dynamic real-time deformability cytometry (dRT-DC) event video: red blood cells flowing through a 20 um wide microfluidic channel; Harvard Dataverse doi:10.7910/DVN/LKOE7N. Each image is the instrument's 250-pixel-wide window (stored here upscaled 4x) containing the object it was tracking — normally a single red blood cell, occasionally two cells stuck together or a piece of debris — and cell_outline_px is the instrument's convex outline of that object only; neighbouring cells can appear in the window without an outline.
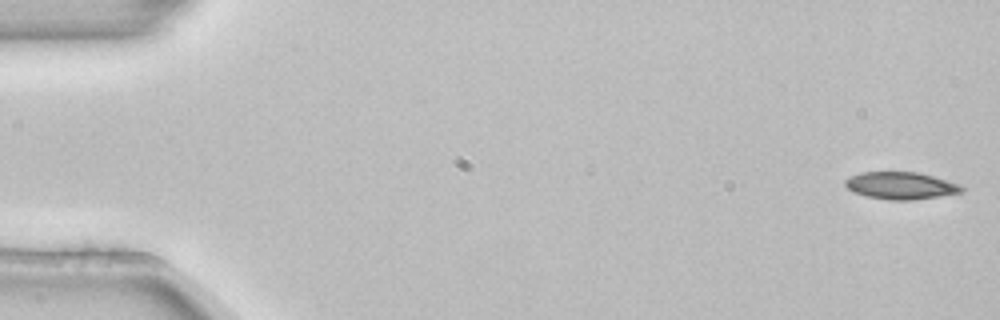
{"species": "common noctule bat (a hibernating species)", "species_latin": "Nyctalus noctula", "temperature_condition": "room temperature", "stored_images_in_passage": 4, "camera_frame_rate_fps": 3000, "um_per_image_px": 0.085, "animal": {"sex": "female", "body_mass_g": 22.7, "forearm_length_mm": 54.2}, "frame": {"image": 1, "passage_image": 1, "time_ms": 0.0, "image_size_px": [1000, 320], "cell_outline_px": [[964, 192], [912, 200], [888, 200], [868, 196], [852, 192], [844, 184], [844, 180], [848, 176], [860, 172], [920, 172], [960, 184], [964, 188]], "centroid_in_image_um": [76.55, 15.77], "position_along_channel_um": 8.5, "area_um2": 18.61}}
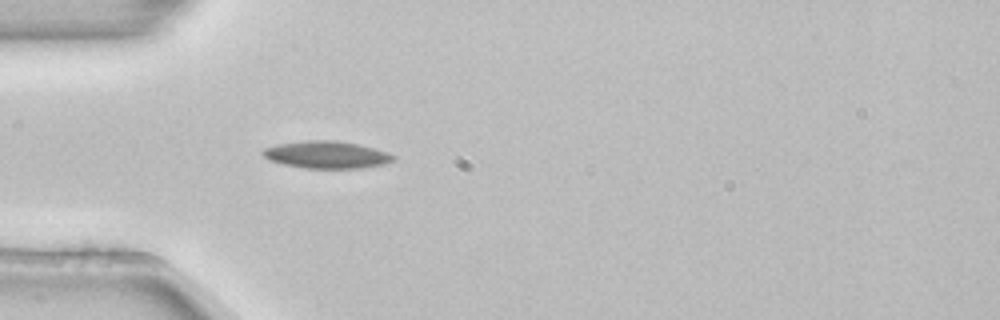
{"frame": {"image": 2, "passage_image": 4, "time_ms": 1.0, "image_size_px": [1000, 320], "cell_outline_px": [[396, 160], [384, 164], [360, 168], [304, 168], [284, 164], [268, 160], [260, 152], [264, 148], [276, 144], [304, 140], [336, 140], [356, 144], [388, 152], [396, 156]], "centroid_in_image_um": [27.74, 13.15], "position_along_channel_um": 57.3, "area_um2": 20.81}}